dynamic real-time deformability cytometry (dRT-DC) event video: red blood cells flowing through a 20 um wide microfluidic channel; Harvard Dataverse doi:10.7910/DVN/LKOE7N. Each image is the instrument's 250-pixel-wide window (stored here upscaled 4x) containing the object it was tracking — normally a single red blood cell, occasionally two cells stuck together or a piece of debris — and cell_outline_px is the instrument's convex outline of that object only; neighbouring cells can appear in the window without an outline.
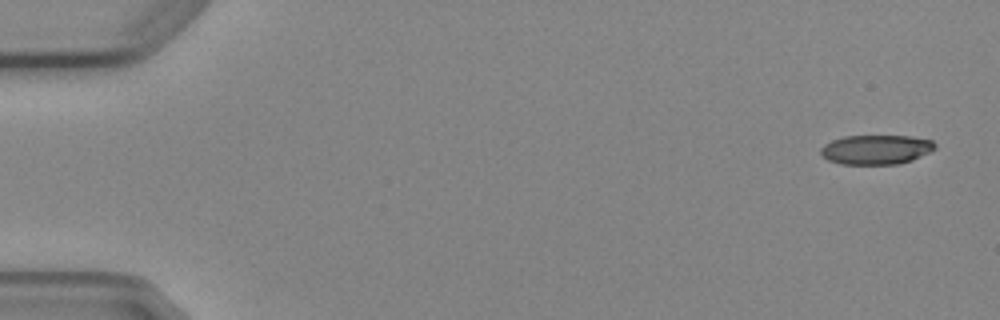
{"species": "Egyptian fruit bat (a non-hibernating species)", "species_latin": "Rousettus aegyptiacus", "temperature_condition": "cold", "stored_images_in_passage": 5, "camera_frame_rate_fps": 3000, "um_per_image_px": 0.085, "animal": {"sex": "female"}, "frame": {"image": 1, "passage_image": 1, "time_ms": 0.0, "image_size_px": [1000, 320], "cell_outline_px": [[936, 148], [912, 160], [900, 164], [840, 164], [828, 160], [820, 152], [820, 148], [824, 144], [832, 140], [844, 136], [912, 136], [932, 140], [936, 144]], "centroid_in_image_um": [74.46, 12.71], "position_along_channel_um": 10.5, "area_um2": 19.65}}
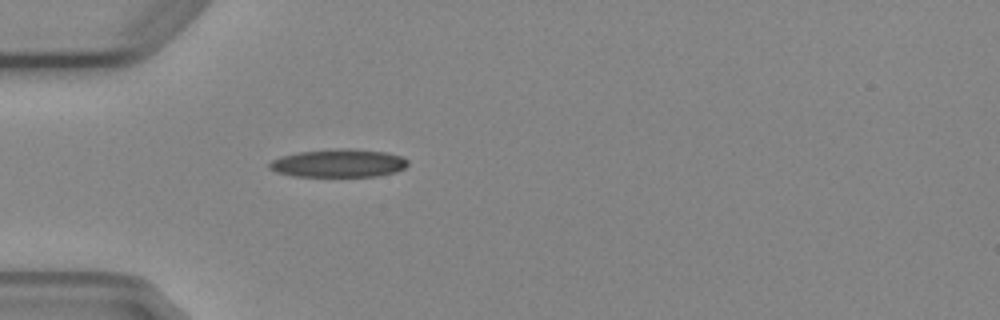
{"frame": {"image": 2, "passage_image": 5, "time_ms": 4.667, "image_size_px": [1000, 320], "cell_outline_px": [[408, 164], [404, 168], [396, 172], [376, 176], [292, 176], [276, 172], [268, 168], [268, 164], [272, 160], [280, 156], [300, 152], [336, 148], [352, 148], [388, 152], [404, 156], [408, 160]], "centroid_in_image_um": [28.8, 13.86], "position_along_channel_um": 56.2, "area_um2": 22.95}}